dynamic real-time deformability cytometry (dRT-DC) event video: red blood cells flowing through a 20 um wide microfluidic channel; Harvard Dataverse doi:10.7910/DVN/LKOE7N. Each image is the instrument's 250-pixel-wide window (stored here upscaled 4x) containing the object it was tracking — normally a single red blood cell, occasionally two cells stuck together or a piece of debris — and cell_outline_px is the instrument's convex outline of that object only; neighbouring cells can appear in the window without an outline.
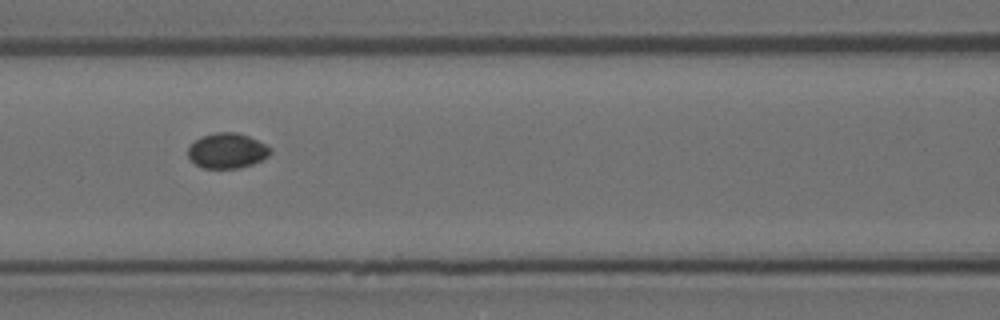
{"species": "Egyptian fruit bat (a non-hibernating species)", "species_latin": "Rousettus aegyptiacus", "temperature_condition": "room temperature", "stored_images_in_passage": 17, "camera_frame_rate_fps": 3000, "um_per_image_px": 0.085, "animal": {"sex": "female"}, "frame": {"image": 1, "passage_image": 9, "time_ms": 2.667, "image_size_px": [1000, 320], "cell_outline_px": [[272, 152], [268, 156], [252, 164], [240, 168], [204, 168], [196, 164], [188, 156], [188, 148], [200, 136], [216, 132], [236, 132], [248, 136], [272, 148]], "centroid_in_image_um": [19.31, 12.8], "position_along_channel_um": 147.3, "area_um2": 16.76}}
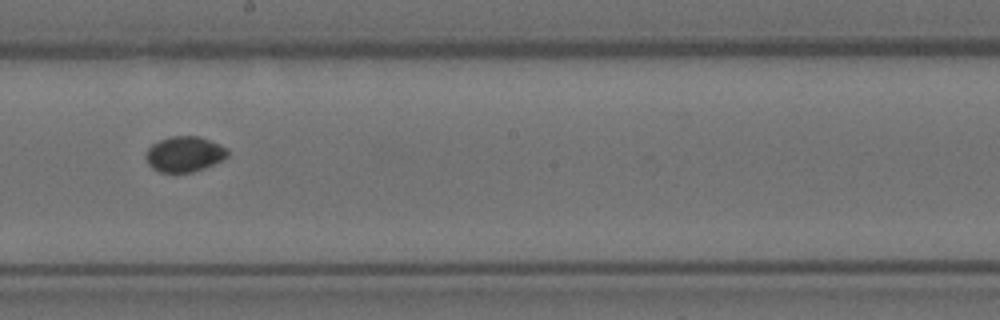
{"frame": {"image": 2, "passage_image": 11, "time_ms": 3.333, "image_size_px": [1000, 320], "cell_outline_px": [[228, 156], [204, 168], [192, 172], [160, 172], [152, 168], [148, 164], [144, 156], [148, 148], [152, 144], [160, 140], [172, 136], [200, 136], [228, 148]], "centroid_in_image_um": [15.65, 13.09], "position_along_channel_um": 232.5, "area_um2": 16.82}}
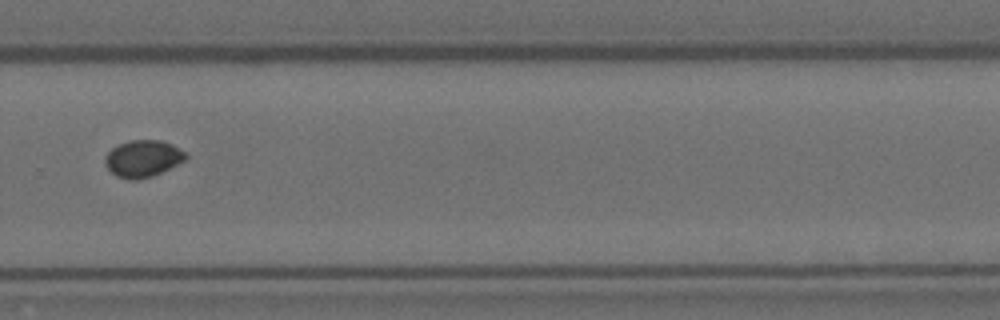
{"frame": {"image": 3, "passage_image": 13, "time_ms": 4.0, "image_size_px": [1000, 320], "cell_outline_px": [[188, 156], [184, 160], [152, 176], [136, 180], [128, 180], [116, 176], [104, 164], [104, 156], [112, 148], [128, 140], [160, 140], [172, 144], [184, 152]], "centroid_in_image_um": [12.1, 13.48], "position_along_channel_um": 317.7, "area_um2": 17.17}}